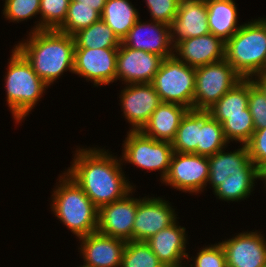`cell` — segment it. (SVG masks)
Masks as SVG:
<instances>
[{"label":"cell","mask_w":266,"mask_h":267,"mask_svg":"<svg viewBox=\"0 0 266 267\" xmlns=\"http://www.w3.org/2000/svg\"><path fill=\"white\" fill-rule=\"evenodd\" d=\"M98 147L76 148L71 165L64 172L99 209L122 199L136 185L125 175L121 158L112 154L109 149H104L105 147Z\"/></svg>","instance_id":"obj_1"},{"label":"cell","mask_w":266,"mask_h":267,"mask_svg":"<svg viewBox=\"0 0 266 267\" xmlns=\"http://www.w3.org/2000/svg\"><path fill=\"white\" fill-rule=\"evenodd\" d=\"M227 148L208 156L207 186L213 188L216 199L238 203L252 195L258 180H261V171L252 163L246 145L240 144L230 152L225 151Z\"/></svg>","instance_id":"obj_2"},{"label":"cell","mask_w":266,"mask_h":267,"mask_svg":"<svg viewBox=\"0 0 266 267\" xmlns=\"http://www.w3.org/2000/svg\"><path fill=\"white\" fill-rule=\"evenodd\" d=\"M14 46L32 65L33 71L48 85L56 83L63 73L73 74L74 37L59 30L29 32Z\"/></svg>","instance_id":"obj_3"},{"label":"cell","mask_w":266,"mask_h":267,"mask_svg":"<svg viewBox=\"0 0 266 267\" xmlns=\"http://www.w3.org/2000/svg\"><path fill=\"white\" fill-rule=\"evenodd\" d=\"M62 174V175H61ZM50 196V209L76 239L97 231L98 208L64 171Z\"/></svg>","instance_id":"obj_4"},{"label":"cell","mask_w":266,"mask_h":267,"mask_svg":"<svg viewBox=\"0 0 266 267\" xmlns=\"http://www.w3.org/2000/svg\"><path fill=\"white\" fill-rule=\"evenodd\" d=\"M4 76L6 105L16 124H22L25 117L37 106L49 86L33 71L30 62L14 46L10 52Z\"/></svg>","instance_id":"obj_5"},{"label":"cell","mask_w":266,"mask_h":267,"mask_svg":"<svg viewBox=\"0 0 266 267\" xmlns=\"http://www.w3.org/2000/svg\"><path fill=\"white\" fill-rule=\"evenodd\" d=\"M225 60L244 78L265 72L266 18L243 22L225 42Z\"/></svg>","instance_id":"obj_6"},{"label":"cell","mask_w":266,"mask_h":267,"mask_svg":"<svg viewBox=\"0 0 266 267\" xmlns=\"http://www.w3.org/2000/svg\"><path fill=\"white\" fill-rule=\"evenodd\" d=\"M122 143V164H133L142 171H160V181L166 177L172 155V144L167 141H158L144 135L141 131L128 130Z\"/></svg>","instance_id":"obj_7"},{"label":"cell","mask_w":266,"mask_h":267,"mask_svg":"<svg viewBox=\"0 0 266 267\" xmlns=\"http://www.w3.org/2000/svg\"><path fill=\"white\" fill-rule=\"evenodd\" d=\"M151 84L162 102L193 110L195 68L178 60L174 55L164 58Z\"/></svg>","instance_id":"obj_8"},{"label":"cell","mask_w":266,"mask_h":267,"mask_svg":"<svg viewBox=\"0 0 266 267\" xmlns=\"http://www.w3.org/2000/svg\"><path fill=\"white\" fill-rule=\"evenodd\" d=\"M243 79L225 59L196 68L193 110L208 111Z\"/></svg>","instance_id":"obj_9"},{"label":"cell","mask_w":266,"mask_h":267,"mask_svg":"<svg viewBox=\"0 0 266 267\" xmlns=\"http://www.w3.org/2000/svg\"><path fill=\"white\" fill-rule=\"evenodd\" d=\"M208 178L207 156L174 151L168 173L161 183L185 194L198 195L206 190Z\"/></svg>","instance_id":"obj_10"},{"label":"cell","mask_w":266,"mask_h":267,"mask_svg":"<svg viewBox=\"0 0 266 267\" xmlns=\"http://www.w3.org/2000/svg\"><path fill=\"white\" fill-rule=\"evenodd\" d=\"M169 200L163 197L144 196L137 198L132 241L146 242L153 235L173 224L179 217Z\"/></svg>","instance_id":"obj_11"},{"label":"cell","mask_w":266,"mask_h":267,"mask_svg":"<svg viewBox=\"0 0 266 267\" xmlns=\"http://www.w3.org/2000/svg\"><path fill=\"white\" fill-rule=\"evenodd\" d=\"M118 48H75L73 74L84 78L93 87L116 81Z\"/></svg>","instance_id":"obj_12"},{"label":"cell","mask_w":266,"mask_h":267,"mask_svg":"<svg viewBox=\"0 0 266 267\" xmlns=\"http://www.w3.org/2000/svg\"><path fill=\"white\" fill-rule=\"evenodd\" d=\"M124 86L118 96L121 112L126 122L131 125L129 130L140 131L162 100L151 83Z\"/></svg>","instance_id":"obj_13"},{"label":"cell","mask_w":266,"mask_h":267,"mask_svg":"<svg viewBox=\"0 0 266 267\" xmlns=\"http://www.w3.org/2000/svg\"><path fill=\"white\" fill-rule=\"evenodd\" d=\"M263 231H242L219 241L226 254L227 267H265L266 238Z\"/></svg>","instance_id":"obj_14"},{"label":"cell","mask_w":266,"mask_h":267,"mask_svg":"<svg viewBox=\"0 0 266 267\" xmlns=\"http://www.w3.org/2000/svg\"><path fill=\"white\" fill-rule=\"evenodd\" d=\"M162 61L161 56L126 47L121 42L117 53L116 82L119 80L125 85L151 83Z\"/></svg>","instance_id":"obj_15"},{"label":"cell","mask_w":266,"mask_h":267,"mask_svg":"<svg viewBox=\"0 0 266 267\" xmlns=\"http://www.w3.org/2000/svg\"><path fill=\"white\" fill-rule=\"evenodd\" d=\"M136 187L120 200L104 205L98 209L97 231L100 234L132 240V230L137 211V196L133 195ZM133 196V197H132Z\"/></svg>","instance_id":"obj_16"},{"label":"cell","mask_w":266,"mask_h":267,"mask_svg":"<svg viewBox=\"0 0 266 267\" xmlns=\"http://www.w3.org/2000/svg\"><path fill=\"white\" fill-rule=\"evenodd\" d=\"M122 43L129 48L143 50L161 56L163 59L173 56L174 45L169 25L141 18L129 30Z\"/></svg>","instance_id":"obj_17"},{"label":"cell","mask_w":266,"mask_h":267,"mask_svg":"<svg viewBox=\"0 0 266 267\" xmlns=\"http://www.w3.org/2000/svg\"><path fill=\"white\" fill-rule=\"evenodd\" d=\"M78 252L89 267H121L126 241L100 234L98 231L78 238Z\"/></svg>","instance_id":"obj_18"},{"label":"cell","mask_w":266,"mask_h":267,"mask_svg":"<svg viewBox=\"0 0 266 267\" xmlns=\"http://www.w3.org/2000/svg\"><path fill=\"white\" fill-rule=\"evenodd\" d=\"M186 228L179 225L176 220L173 224L159 231L146 243L158 257V260L166 267H179L186 265L188 234Z\"/></svg>","instance_id":"obj_19"},{"label":"cell","mask_w":266,"mask_h":267,"mask_svg":"<svg viewBox=\"0 0 266 267\" xmlns=\"http://www.w3.org/2000/svg\"><path fill=\"white\" fill-rule=\"evenodd\" d=\"M173 55L196 69L225 59V42L211 33L187 38L174 46Z\"/></svg>","instance_id":"obj_20"},{"label":"cell","mask_w":266,"mask_h":267,"mask_svg":"<svg viewBox=\"0 0 266 267\" xmlns=\"http://www.w3.org/2000/svg\"><path fill=\"white\" fill-rule=\"evenodd\" d=\"M171 27V40L178 42L209 34L206 0H180L179 9Z\"/></svg>","instance_id":"obj_21"},{"label":"cell","mask_w":266,"mask_h":267,"mask_svg":"<svg viewBox=\"0 0 266 267\" xmlns=\"http://www.w3.org/2000/svg\"><path fill=\"white\" fill-rule=\"evenodd\" d=\"M189 110L178 104L162 102L140 131L155 140L171 143L182 118Z\"/></svg>","instance_id":"obj_22"},{"label":"cell","mask_w":266,"mask_h":267,"mask_svg":"<svg viewBox=\"0 0 266 267\" xmlns=\"http://www.w3.org/2000/svg\"><path fill=\"white\" fill-rule=\"evenodd\" d=\"M235 0H206L207 21L210 33L229 40L242 26L238 24V8Z\"/></svg>","instance_id":"obj_23"},{"label":"cell","mask_w":266,"mask_h":267,"mask_svg":"<svg viewBox=\"0 0 266 267\" xmlns=\"http://www.w3.org/2000/svg\"><path fill=\"white\" fill-rule=\"evenodd\" d=\"M139 18V10L130 0H107L101 14V19L121 42Z\"/></svg>","instance_id":"obj_24"},{"label":"cell","mask_w":266,"mask_h":267,"mask_svg":"<svg viewBox=\"0 0 266 267\" xmlns=\"http://www.w3.org/2000/svg\"><path fill=\"white\" fill-rule=\"evenodd\" d=\"M249 79H243L225 93L209 110V114L222 124L226 115L251 114L248 108Z\"/></svg>","instance_id":"obj_25"},{"label":"cell","mask_w":266,"mask_h":267,"mask_svg":"<svg viewBox=\"0 0 266 267\" xmlns=\"http://www.w3.org/2000/svg\"><path fill=\"white\" fill-rule=\"evenodd\" d=\"M228 144L222 124L215 120L208 111H201V129L199 130L197 155L212 156L230 146Z\"/></svg>","instance_id":"obj_26"},{"label":"cell","mask_w":266,"mask_h":267,"mask_svg":"<svg viewBox=\"0 0 266 267\" xmlns=\"http://www.w3.org/2000/svg\"><path fill=\"white\" fill-rule=\"evenodd\" d=\"M75 48H119L121 41L102 20L94 22L73 35Z\"/></svg>","instance_id":"obj_27"},{"label":"cell","mask_w":266,"mask_h":267,"mask_svg":"<svg viewBox=\"0 0 266 267\" xmlns=\"http://www.w3.org/2000/svg\"><path fill=\"white\" fill-rule=\"evenodd\" d=\"M200 129L201 111L189 110L182 118L171 142L173 150L178 153L197 154Z\"/></svg>","instance_id":"obj_28"},{"label":"cell","mask_w":266,"mask_h":267,"mask_svg":"<svg viewBox=\"0 0 266 267\" xmlns=\"http://www.w3.org/2000/svg\"><path fill=\"white\" fill-rule=\"evenodd\" d=\"M69 4L70 0H40V16L29 31L57 30L66 19Z\"/></svg>","instance_id":"obj_29"},{"label":"cell","mask_w":266,"mask_h":267,"mask_svg":"<svg viewBox=\"0 0 266 267\" xmlns=\"http://www.w3.org/2000/svg\"><path fill=\"white\" fill-rule=\"evenodd\" d=\"M100 19L101 14L91 6L79 5V2L70 0L66 19L57 30L73 36Z\"/></svg>","instance_id":"obj_30"},{"label":"cell","mask_w":266,"mask_h":267,"mask_svg":"<svg viewBox=\"0 0 266 267\" xmlns=\"http://www.w3.org/2000/svg\"><path fill=\"white\" fill-rule=\"evenodd\" d=\"M121 267H165L144 241H127Z\"/></svg>","instance_id":"obj_31"},{"label":"cell","mask_w":266,"mask_h":267,"mask_svg":"<svg viewBox=\"0 0 266 267\" xmlns=\"http://www.w3.org/2000/svg\"><path fill=\"white\" fill-rule=\"evenodd\" d=\"M222 128L229 143L235 141L243 145L250 141L255 131L251 114L226 115Z\"/></svg>","instance_id":"obj_32"},{"label":"cell","mask_w":266,"mask_h":267,"mask_svg":"<svg viewBox=\"0 0 266 267\" xmlns=\"http://www.w3.org/2000/svg\"><path fill=\"white\" fill-rule=\"evenodd\" d=\"M2 16L13 23H21L38 17L40 14V0H3Z\"/></svg>","instance_id":"obj_33"},{"label":"cell","mask_w":266,"mask_h":267,"mask_svg":"<svg viewBox=\"0 0 266 267\" xmlns=\"http://www.w3.org/2000/svg\"><path fill=\"white\" fill-rule=\"evenodd\" d=\"M197 251L195 256L192 255L191 258L188 254L187 267H227L226 254L220 242L203 245Z\"/></svg>","instance_id":"obj_34"},{"label":"cell","mask_w":266,"mask_h":267,"mask_svg":"<svg viewBox=\"0 0 266 267\" xmlns=\"http://www.w3.org/2000/svg\"><path fill=\"white\" fill-rule=\"evenodd\" d=\"M146 3L147 11L150 13V20L171 25L177 15L180 0H143Z\"/></svg>","instance_id":"obj_35"},{"label":"cell","mask_w":266,"mask_h":267,"mask_svg":"<svg viewBox=\"0 0 266 267\" xmlns=\"http://www.w3.org/2000/svg\"><path fill=\"white\" fill-rule=\"evenodd\" d=\"M248 108L255 130L266 128V96L250 79Z\"/></svg>","instance_id":"obj_36"},{"label":"cell","mask_w":266,"mask_h":267,"mask_svg":"<svg viewBox=\"0 0 266 267\" xmlns=\"http://www.w3.org/2000/svg\"><path fill=\"white\" fill-rule=\"evenodd\" d=\"M246 146L252 163L260 171L266 168V128L255 130Z\"/></svg>","instance_id":"obj_37"},{"label":"cell","mask_w":266,"mask_h":267,"mask_svg":"<svg viewBox=\"0 0 266 267\" xmlns=\"http://www.w3.org/2000/svg\"><path fill=\"white\" fill-rule=\"evenodd\" d=\"M250 80L262 91L266 96V72L253 75Z\"/></svg>","instance_id":"obj_38"},{"label":"cell","mask_w":266,"mask_h":267,"mask_svg":"<svg viewBox=\"0 0 266 267\" xmlns=\"http://www.w3.org/2000/svg\"><path fill=\"white\" fill-rule=\"evenodd\" d=\"M74 1L79 2V5L91 6L97 12L102 14L107 0H74Z\"/></svg>","instance_id":"obj_39"},{"label":"cell","mask_w":266,"mask_h":267,"mask_svg":"<svg viewBox=\"0 0 266 267\" xmlns=\"http://www.w3.org/2000/svg\"><path fill=\"white\" fill-rule=\"evenodd\" d=\"M264 184V187L265 188L264 190L266 191V168H264L262 171H261V180Z\"/></svg>","instance_id":"obj_40"},{"label":"cell","mask_w":266,"mask_h":267,"mask_svg":"<svg viewBox=\"0 0 266 267\" xmlns=\"http://www.w3.org/2000/svg\"><path fill=\"white\" fill-rule=\"evenodd\" d=\"M77 267H89V266H86L84 264L83 265L81 264L80 266H77Z\"/></svg>","instance_id":"obj_41"}]
</instances>
